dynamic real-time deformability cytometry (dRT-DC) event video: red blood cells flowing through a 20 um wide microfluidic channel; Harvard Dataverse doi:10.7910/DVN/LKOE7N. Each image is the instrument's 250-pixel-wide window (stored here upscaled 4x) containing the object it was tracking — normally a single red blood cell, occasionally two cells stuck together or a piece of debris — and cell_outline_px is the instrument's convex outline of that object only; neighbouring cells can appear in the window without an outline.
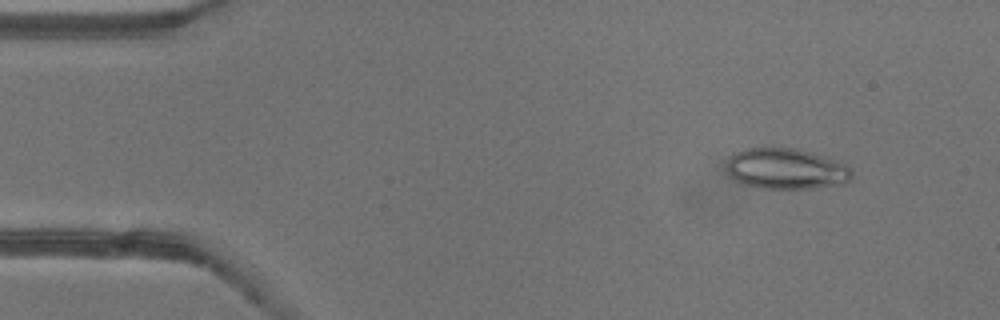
{"species": "common noctule bat (a hibernating species)", "species_latin": "Nyctalus noctula", "temperature_condition": "warm", "stored_images_in_passage": 52, "camera_frame_rate_fps": 3000, "um_per_image_px": 0.085, "animal": {"sex": "female"}, "frame": {"image": 1, "passage_image": 6, "time_ms": 1.667, "image_size_px": [1000, 320], "cell_outline_px": [[852, 176], [844, 184], [812, 188], [764, 188], [744, 184], [736, 180], [728, 172], [728, 160], [736, 152], [744, 148], [760, 144], [792, 148], [828, 156], [848, 164], [852, 172]], "centroid_in_image_um": [66.85, 14.3], "position_along_channel_um": 18.2, "area_um2": 30.35}}
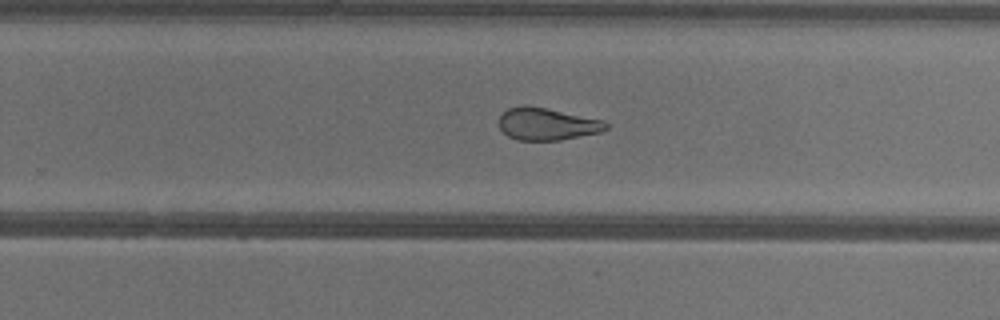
{"frame": {"image": 2, "passage_image": 33, "time_ms": 10.667, "image_size_px": [1000, 320], "cell_outline_px": [[608, 128], [600, 132], [560, 140], [516, 140], [508, 136], [500, 128], [500, 116], [508, 108], [524, 104], [604, 120], [608, 124]], "centroid_in_image_um": [46.49, 10.54], "position_along_channel_um": 283.3, "area_um2": 19.94}}
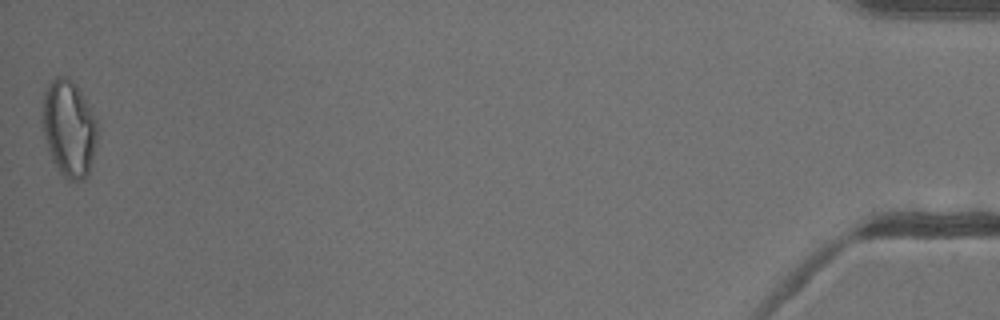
{"frame": {"image": 3, "passage_image": 52, "time_ms": 17.0, "image_size_px": [1000, 320], "cell_outline_px": [[96, 140], [88, 176], [84, 180], [68, 180], [60, 172], [52, 160], [48, 152], [40, 120], [44, 92], [48, 84], [56, 76], [68, 76], [76, 84], [96, 120]], "centroid_in_image_um": [5.81, 10.9], "position_along_channel_um": 429.4, "area_um2": 31.04}, "authors_computed_cell_mechanics": {"area_um2": 24.6806, "velocity_mm_per_s": 3.9567, "shape_relaxation_time_tau1_ms": null, "shape_relaxation_time_tau2_ms": 2.3199, "deformation_change_tau1": null, "deformation_change_tau2": 0.1069}}